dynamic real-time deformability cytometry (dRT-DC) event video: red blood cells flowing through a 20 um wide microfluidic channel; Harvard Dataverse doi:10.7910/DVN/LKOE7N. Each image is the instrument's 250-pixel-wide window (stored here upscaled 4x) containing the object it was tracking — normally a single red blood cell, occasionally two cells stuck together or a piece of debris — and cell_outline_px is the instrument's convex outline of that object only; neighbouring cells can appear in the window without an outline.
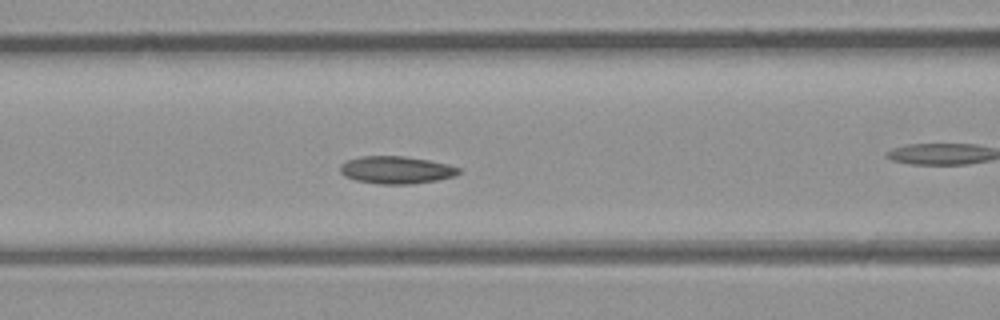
{"species": "common noctule bat (a hibernating species)", "species_latin": "Nyctalus noctula", "temperature_condition": "room temperature", "stored_images_in_passage": 40, "camera_frame_rate_fps": 3000, "um_per_image_px": 0.085, "animal": {"sex": "male", "body_mass_g": 23.1, "forearm_length_mm": 52.7}, "frame": {"image": 1, "passage_image": 12, "time_ms": 3.667, "image_size_px": [1000, 320], "cell_outline_px": [[460, 172], [456, 176], [436, 180], [412, 184], [380, 184], [356, 180], [344, 176], [340, 172], [340, 164], [348, 160], [364, 156], [404, 156], [428, 160], [448, 164], [460, 168]], "centroid_in_image_um": [33.69, 14.45], "position_along_channel_um": 132.9, "area_um2": 18.96}}
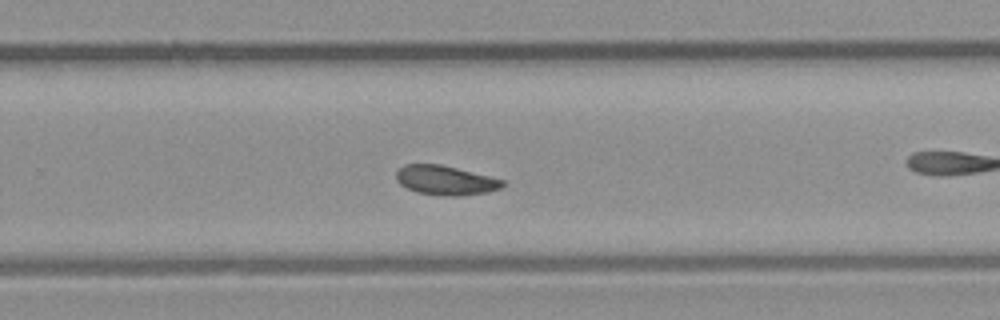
{"frame": {"image": 2, "passage_image": 23, "time_ms": 7.333, "image_size_px": [1000, 320], "cell_outline_px": [[504, 184], [500, 188], [488, 192], [460, 196], [444, 196], [416, 192], [400, 184], [396, 180], [396, 172], [404, 164], [440, 164], [504, 180]], "centroid_in_image_um": [37.84, 15.33], "position_along_channel_um": 292.0, "area_um2": 18.09}, "authors_computed_cell_mechanics": {"area_um2": 18.3515, "velocity_mm_per_s": 4.3509, "shape_relaxation_time_tau1_ms": 4.9364, "shape_relaxation_time_tau2_ms": 8.944, "deformation_change_tau1": 0.1293, "deformation_change_tau2": 0.1578}}